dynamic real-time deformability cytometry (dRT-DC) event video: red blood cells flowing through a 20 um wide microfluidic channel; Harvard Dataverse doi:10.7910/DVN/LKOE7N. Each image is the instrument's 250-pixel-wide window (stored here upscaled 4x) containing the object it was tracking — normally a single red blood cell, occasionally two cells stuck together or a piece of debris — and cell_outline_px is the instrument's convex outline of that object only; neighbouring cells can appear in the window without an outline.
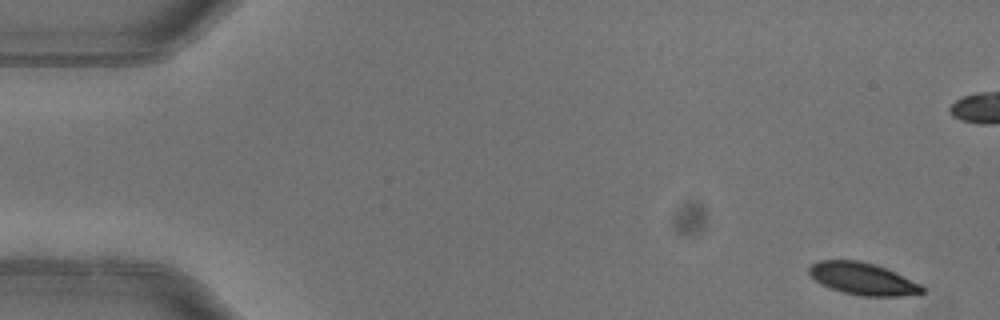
{"species": "common noctule bat (a hibernating species)", "species_latin": "Nyctalus noctula", "temperature_condition": "warm", "stored_images_in_passage": 5, "camera_frame_rate_fps": 3000, "um_per_image_px": 0.085, "animal": {"sex": "female"}, "frame": {"image": 1, "passage_image": 1, "time_ms": 0.0, "image_size_px": [1000, 320], "cell_outline_px": [[924, 292], [900, 296], [860, 296], [840, 292], [820, 284], [808, 272], [808, 268], [812, 264], [820, 260], [860, 260], [876, 264], [896, 272], [920, 284], [924, 288]], "centroid_in_image_um": [73.31, 23.69], "position_along_channel_um": 11.7, "area_um2": 21.27}}